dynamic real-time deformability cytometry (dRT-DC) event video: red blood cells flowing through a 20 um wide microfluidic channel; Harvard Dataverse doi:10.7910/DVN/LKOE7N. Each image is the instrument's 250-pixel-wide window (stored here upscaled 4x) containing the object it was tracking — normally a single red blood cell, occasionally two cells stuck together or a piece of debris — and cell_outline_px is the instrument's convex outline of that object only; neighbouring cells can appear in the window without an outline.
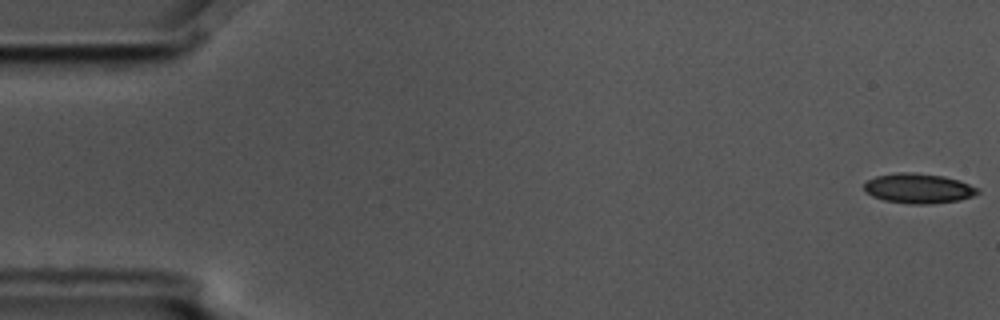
{"species": "common noctule bat (a hibernating species)", "species_latin": "Nyctalus noctula", "temperature_condition": "cold", "stored_images_in_passage": 56, "camera_frame_rate_fps": 3000, "um_per_image_px": 0.085, "animal": {"sex": "male", "body_mass_g": 17.5, "forearm_length_mm": 52.3}, "frame": {"image": 1, "passage_image": 1, "time_ms": 0.0, "image_size_px": [1000, 320], "cell_outline_px": [[980, 192], [972, 196], [960, 200], [928, 204], [908, 204], [884, 200], [872, 196], [864, 192], [864, 184], [868, 180], [876, 176], [896, 172], [912, 172], [944, 176], [960, 180], [980, 188]], "centroid_in_image_um": [78.08, 16.01], "position_along_channel_um": 6.9, "area_um2": 20.0}}
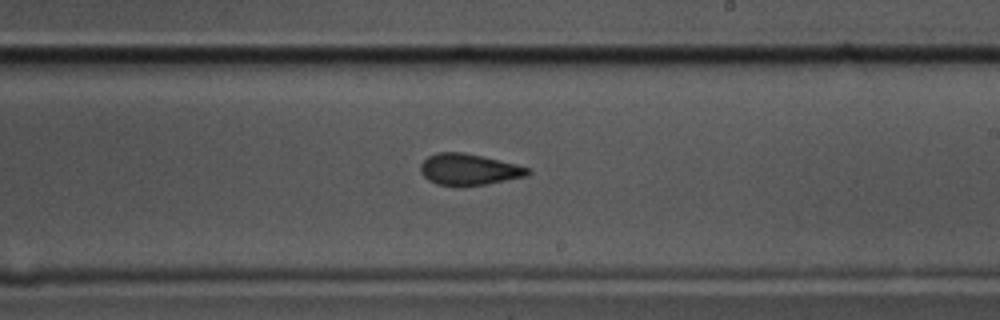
{"frame": {"image": 2, "passage_image": 33, "time_ms": 10.667, "image_size_px": [1000, 320], "cell_outline_px": [[532, 172], [528, 176], [488, 184], [456, 188], [436, 184], [428, 180], [420, 172], [420, 164], [428, 156], [436, 152], [460, 152], [480, 156], [532, 168]], "centroid_in_image_um": [39.85, 14.44], "position_along_channel_um": 249.2, "area_um2": 20.0}}
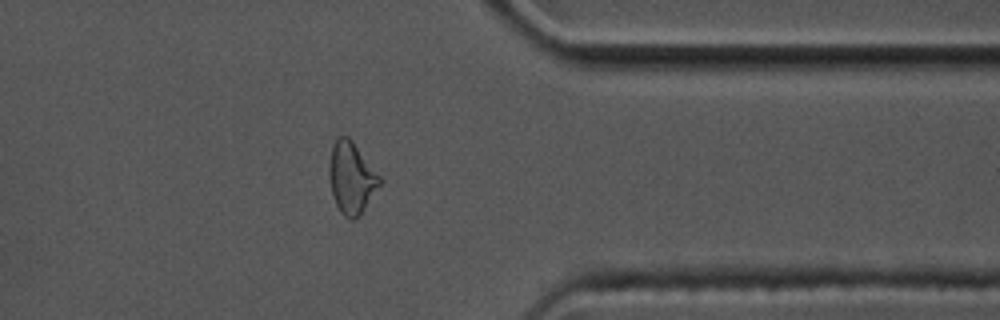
{"frame": {"image": 3, "passage_image": 45, "time_ms": 14.667, "image_size_px": [1000, 320], "cell_outline_px": [[384, 180], [360, 216], [352, 220], [348, 220], [340, 212], [336, 204], [332, 192], [328, 176], [328, 164], [332, 144], [340, 136], [348, 136], [352, 140]], "centroid_in_image_um": [29.88, 15.13], "position_along_channel_um": 381.5, "area_um2": 21.44}, "authors_computed_cell_mechanics": {"area_um2": 20.0566, "velocity_mm_per_s": 3.5758, "shape_relaxation_time_tau1_ms": 8.7888, "shape_relaxation_time_tau2_ms": 2.2082, "deformation_change_tau1": 0.1693, "deformation_change_tau2": 0.0754}}